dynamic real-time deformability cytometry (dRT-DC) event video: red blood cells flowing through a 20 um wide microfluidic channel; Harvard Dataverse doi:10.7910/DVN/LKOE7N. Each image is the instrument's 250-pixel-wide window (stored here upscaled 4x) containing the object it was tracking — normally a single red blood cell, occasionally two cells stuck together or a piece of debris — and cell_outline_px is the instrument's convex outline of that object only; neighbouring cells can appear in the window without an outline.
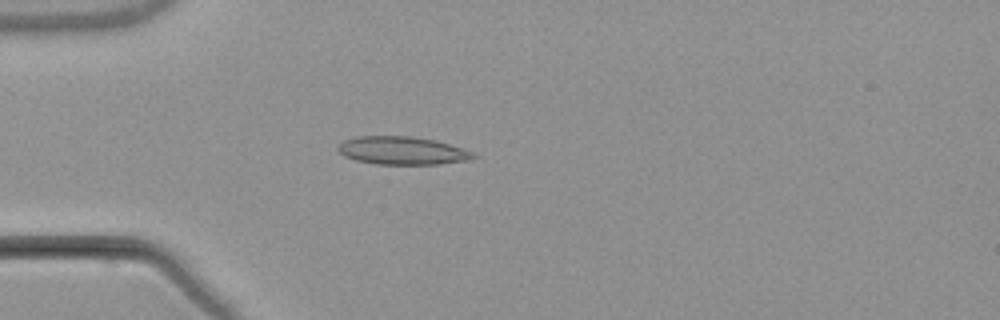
{"species": "common noctule bat (a hibernating species)", "species_latin": "Nyctalus noctula", "temperature_condition": "warm", "stored_images_in_passage": 4, "camera_frame_rate_fps": 3000, "um_per_image_px": 0.085, "animal": {"sex": "male", "body_mass_g": 21.5, "forearm_length_mm": 52.0}, "frame": {"image": 1, "passage_image": 4, "time_ms": 4.0, "image_size_px": [1000, 320], "cell_outline_px": [[476, 156], [468, 160], [440, 164], [376, 164], [356, 160], [344, 156], [336, 148], [344, 140], [356, 136], [412, 136], [432, 140], [448, 144], [472, 152]], "centroid_in_image_um": [34.14, 12.8], "position_along_channel_um": 50.9, "area_um2": 21.85}}